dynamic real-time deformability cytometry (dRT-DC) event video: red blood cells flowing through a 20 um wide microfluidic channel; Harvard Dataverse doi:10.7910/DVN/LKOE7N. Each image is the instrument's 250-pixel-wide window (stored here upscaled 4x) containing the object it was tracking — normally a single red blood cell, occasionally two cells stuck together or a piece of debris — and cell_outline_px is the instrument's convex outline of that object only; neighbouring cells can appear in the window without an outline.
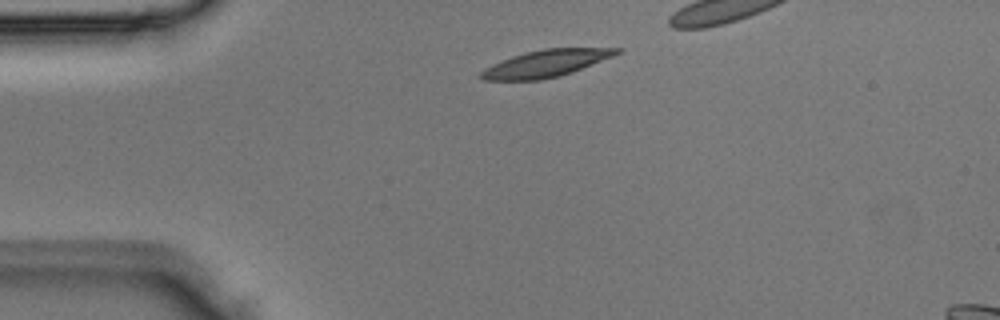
{"species": "Egyptian fruit bat (a non-hibernating species)", "species_latin": "Rousettus aegyptiacus", "temperature_condition": "room temperature", "stored_images_in_passage": 3, "camera_frame_rate_fps": 3000, "um_per_image_px": 0.085, "animal": {"sex": "male"}, "frame": {"image": 1, "passage_image": 1, "time_ms": 0.0, "image_size_px": [1000, 320], "cell_outline_px": [[624, 48], [620, 52], [612, 56], [572, 72], [560, 76], [540, 80], [484, 80], [480, 76], [480, 72], [484, 68], [492, 64], [512, 56], [524, 52], [544, 48]], "centroid_in_image_um": [46.37, 5.39], "position_along_channel_um": 38.6, "area_um2": 21.21}}